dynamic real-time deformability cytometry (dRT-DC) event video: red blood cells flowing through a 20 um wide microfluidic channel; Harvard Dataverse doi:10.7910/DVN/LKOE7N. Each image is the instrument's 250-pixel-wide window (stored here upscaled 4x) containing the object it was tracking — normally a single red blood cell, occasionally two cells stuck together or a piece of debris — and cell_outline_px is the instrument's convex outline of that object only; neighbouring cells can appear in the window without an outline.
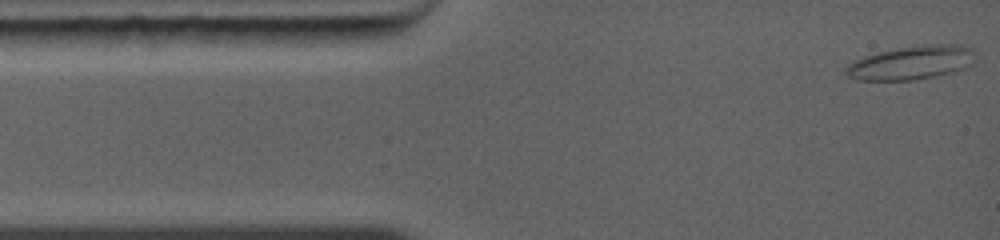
{"species": "common noctule bat (a hibernating species)", "species_latin": "Nyctalus noctula", "temperature_condition": "warm", "stored_images_in_passage": 1, "camera_frame_rate_fps": 5000, "um_per_image_px": 0.085, "animal": {"sex": "female", "body_mass_g": 19.0, "forearm_length_mm": 56.7}, "frame": {"image": 1, "passage_image": 1, "time_ms": 0.0, "image_size_px": [1000, 240], "cell_outline_px": [[944, 148], [892, 148], [872, 132], [876, 124], [908, 124], [944, 132]], "centroid_in_image_um": [77.29, 11.59], "position_along_channel_um": 7.7, "area_um2": 10.17}}